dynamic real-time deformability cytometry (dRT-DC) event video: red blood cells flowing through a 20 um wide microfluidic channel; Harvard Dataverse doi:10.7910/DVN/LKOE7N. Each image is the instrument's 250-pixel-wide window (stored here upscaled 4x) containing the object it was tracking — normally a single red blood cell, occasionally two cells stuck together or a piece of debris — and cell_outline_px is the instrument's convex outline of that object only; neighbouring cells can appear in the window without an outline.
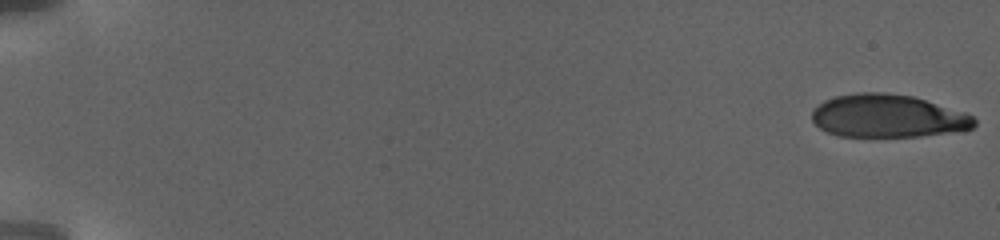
{"species": "human", "species_latin": "Homo sapiens", "temperature_condition": "warm", "stored_images_in_passage": 23, "camera_frame_rate_fps": 3000, "um_per_image_px": 0.085, "donor": {"sex": "female"}, "frame": {"image": 1, "passage_image": 1, "time_ms": 0.0, "image_size_px": [1000, 240], "cell_outline_px": [[976, 124], [972, 128], [920, 136], [836, 136], [820, 128], [812, 120], [812, 108], [824, 100], [836, 96], [856, 92], [884, 92], [912, 96], [964, 112], [972, 116], [976, 120]], "centroid_in_image_um": [75.4, 9.85], "position_along_channel_um": 9.6, "area_um2": 40.4}}
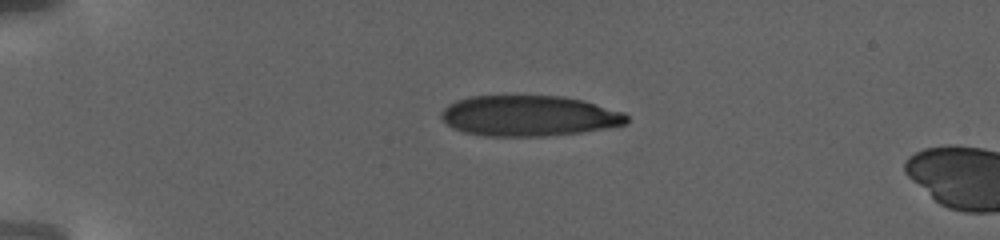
{"frame": {"image": 2, "passage_image": 20, "time_ms": 6.0, "image_size_px": [1000, 240], "cell_outline_px": [[628, 124], [608, 128], [584, 132], [544, 136], [488, 136], [464, 132], [452, 128], [440, 116], [440, 112], [448, 104], [456, 100], [472, 96], [564, 96], [584, 100], [624, 112], [628, 116]], "centroid_in_image_um": [44.99, 9.84], "position_along_channel_um": 40.0, "area_um2": 44.22}}